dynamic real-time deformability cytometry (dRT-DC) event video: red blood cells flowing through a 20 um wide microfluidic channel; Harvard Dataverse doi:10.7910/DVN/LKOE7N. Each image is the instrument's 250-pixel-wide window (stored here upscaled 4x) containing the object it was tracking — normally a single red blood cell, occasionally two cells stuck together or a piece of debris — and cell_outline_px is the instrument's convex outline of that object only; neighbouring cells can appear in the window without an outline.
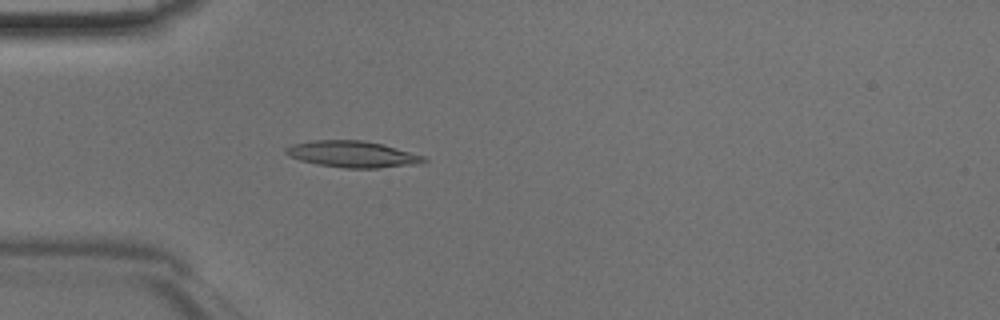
{"species": "Egyptian fruit bat (a non-hibernating species)", "species_latin": "Rousettus aegyptiacus", "temperature_condition": "room temperature", "stored_images_in_passage": 45, "camera_frame_rate_fps": 3000, "um_per_image_px": 0.085, "animal": {"sex": "male"}, "frame": {"image": 1, "passage_image": 12, "time_ms": 3.667, "image_size_px": [1000, 320], "cell_outline_px": [[428, 160], [420, 164], [376, 168], [344, 168], [316, 164], [300, 160], [288, 156], [284, 152], [284, 148], [292, 144], [312, 140], [364, 140], [384, 144], [424, 156]], "centroid_in_image_um": [29.95, 13.1], "position_along_channel_um": 55.1, "area_um2": 21.44}}
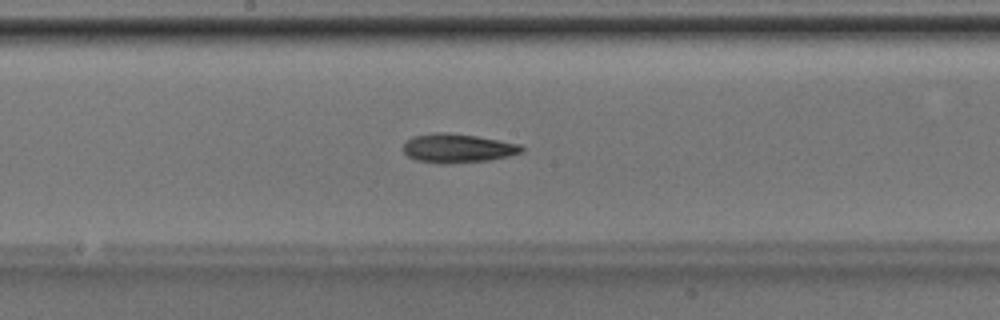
{"frame": {"image": 2, "passage_image": 23, "time_ms": 7.333, "image_size_px": [1000, 320], "cell_outline_px": [[524, 152], [508, 156], [488, 160], [448, 164], [436, 164], [416, 160], [408, 156], [404, 152], [404, 144], [412, 136], [436, 132], [444, 132], [476, 136], [520, 144], [524, 148]], "centroid_in_image_um": [38.89, 12.61], "position_along_channel_um": 209.3, "area_um2": 20.0}}
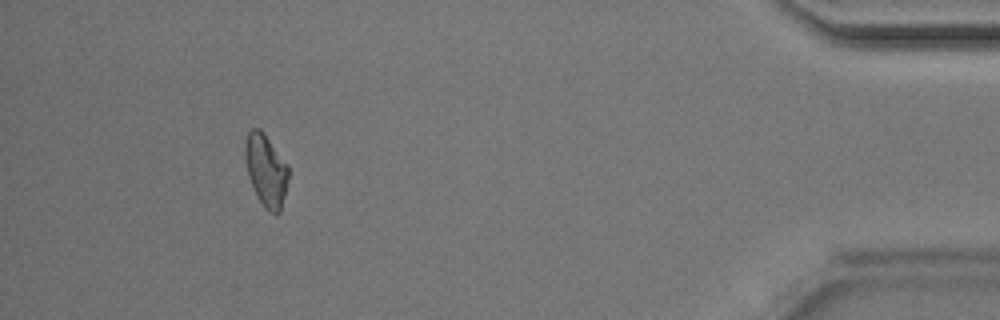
{"frame": {"image": 3, "passage_image": 41, "time_ms": 13.333, "image_size_px": [1000, 320], "cell_outline_px": [[288, 180], [280, 212], [268, 212], [264, 208], [256, 196], [248, 176], [244, 156], [244, 144], [248, 132], [252, 128], [260, 128], [288, 164]], "centroid_in_image_um": [22.59, 14.46], "position_along_channel_um": 412.6, "area_um2": 18.32}}